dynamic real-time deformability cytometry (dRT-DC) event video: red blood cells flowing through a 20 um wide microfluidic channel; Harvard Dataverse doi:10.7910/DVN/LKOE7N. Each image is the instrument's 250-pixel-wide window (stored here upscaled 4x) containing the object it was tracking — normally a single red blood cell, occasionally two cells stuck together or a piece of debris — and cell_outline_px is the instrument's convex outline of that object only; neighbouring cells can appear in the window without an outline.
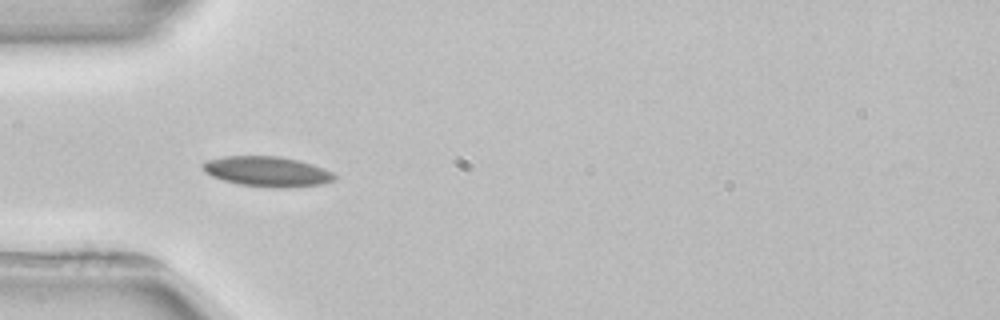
{"species": "common noctule bat (a hibernating species)", "species_latin": "Nyctalus noctula", "temperature_condition": "room temperature", "stored_images_in_passage": 4, "camera_frame_rate_fps": 3000, "um_per_image_px": 0.085, "animal": {"sex": "female", "body_mass_g": 22.7, "forearm_length_mm": 54.2}, "frame": {"image": 1, "passage_image": 4, "time_ms": 4.0, "image_size_px": [1000, 320], "cell_outline_px": [[340, 176], [336, 180], [320, 184], [288, 188], [276, 188], [236, 184], [212, 176], [204, 172], [204, 164], [208, 160], [224, 156], [280, 156], [300, 160], [324, 168]], "centroid_in_image_um": [22.78, 14.58], "position_along_channel_um": 62.2, "area_um2": 23.29}}